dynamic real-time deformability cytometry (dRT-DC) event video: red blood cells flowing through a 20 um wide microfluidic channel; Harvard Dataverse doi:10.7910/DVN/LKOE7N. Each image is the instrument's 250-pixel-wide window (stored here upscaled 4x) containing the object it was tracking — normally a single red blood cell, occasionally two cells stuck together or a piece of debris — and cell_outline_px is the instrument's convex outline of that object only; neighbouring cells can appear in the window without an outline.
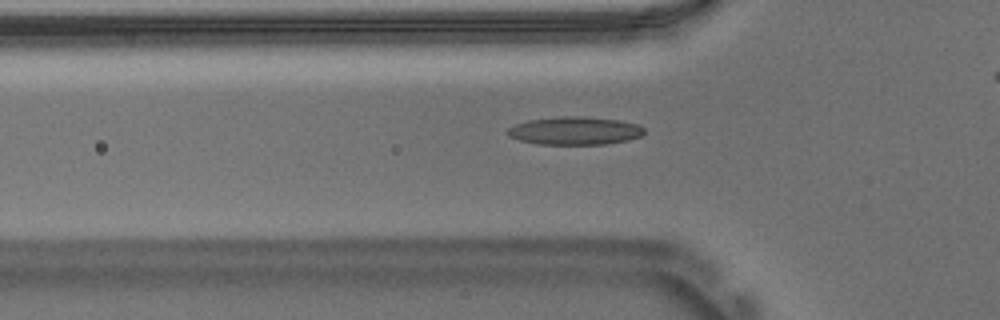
{"species": "Egyptian fruit bat (a non-hibernating species)", "species_latin": "Rousettus aegyptiacus", "temperature_condition": "warm", "stored_images_in_passage": 35, "camera_frame_rate_fps": 3000, "um_per_image_px": 0.085, "animal": {"sex": "male"}, "frame": {"image": 1, "passage_image": 8, "time_ms": 2.333, "image_size_px": [1000, 320], "cell_outline_px": [[644, 132], [640, 136], [628, 140], [608, 144], [536, 144], [520, 140], [508, 136], [504, 132], [508, 128], [516, 124], [528, 120], [560, 116], [584, 116], [620, 120], [640, 124], [644, 128]], "centroid_in_image_um": [48.86, 11.11], "position_along_channel_um": 76.9, "area_um2": 22.54}}
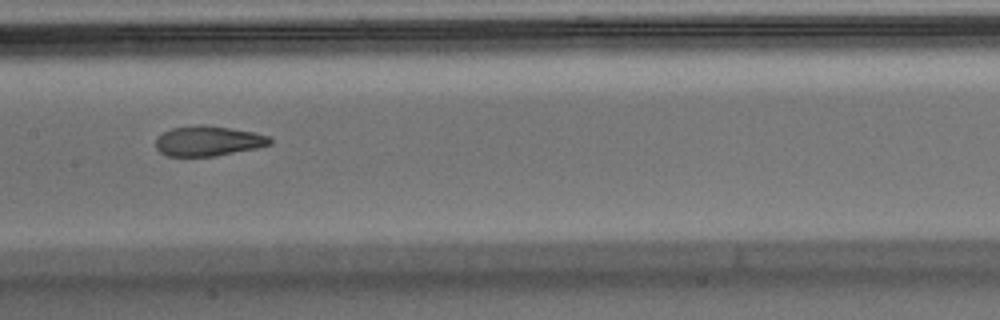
{"frame": {"image": 2, "passage_image": 17, "time_ms": 5.333, "image_size_px": [1000, 320], "cell_outline_px": [[272, 144], [256, 148], [216, 156], [168, 156], [160, 152], [156, 148], [156, 140], [164, 132], [172, 128], [196, 124], [204, 124], [252, 132], [268, 136], [272, 140]], "centroid_in_image_um": [17.69, 11.98], "position_along_channel_um": 189.7, "area_um2": 19.88}}
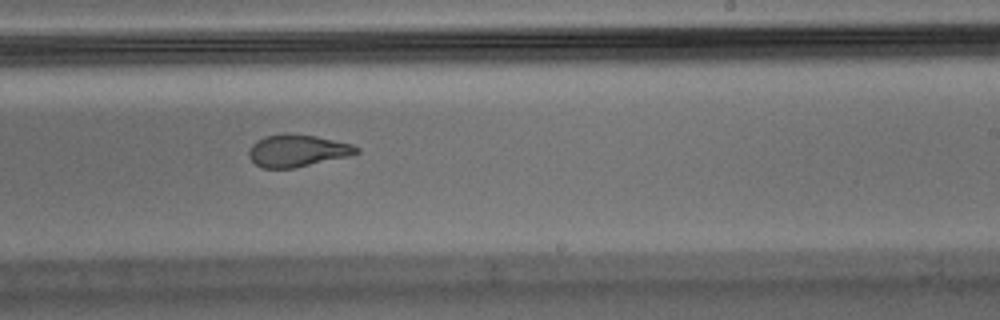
{"frame": {"image": 3, "passage_image": 23, "time_ms": 7.333, "image_size_px": [1000, 320], "cell_outline_px": [[360, 152], [348, 156], [296, 168], [260, 168], [248, 156], [248, 152], [252, 144], [256, 140], [264, 136], [284, 132], [316, 136], [352, 144], [360, 148]], "centroid_in_image_um": [25.25, 12.8], "position_along_channel_um": 263.7, "area_um2": 20.4}}